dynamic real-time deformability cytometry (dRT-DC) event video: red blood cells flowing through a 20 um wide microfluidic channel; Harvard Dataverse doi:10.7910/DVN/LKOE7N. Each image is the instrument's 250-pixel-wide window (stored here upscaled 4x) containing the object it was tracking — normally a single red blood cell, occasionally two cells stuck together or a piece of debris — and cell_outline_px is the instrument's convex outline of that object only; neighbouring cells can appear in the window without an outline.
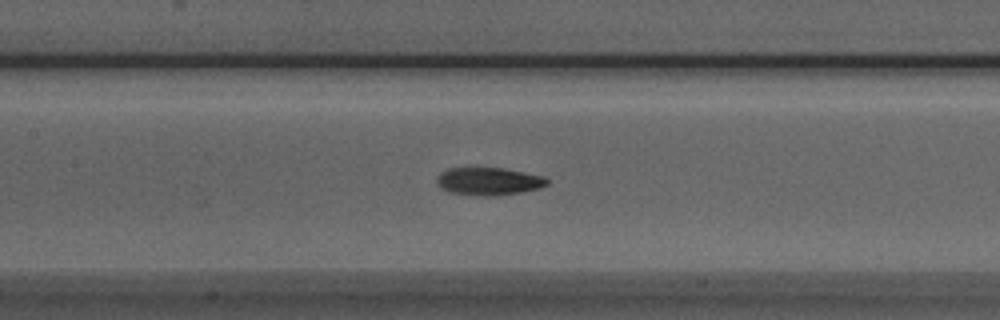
{"species": "Egyptian fruit bat (a non-hibernating species)", "species_latin": "Rousettus aegyptiacus", "temperature_condition": "room temperature", "stored_images_in_passage": 36, "camera_frame_rate_fps": 3000, "um_per_image_px": 0.085, "animal": {"sex": "male"}, "frame": {"image": 1, "passage_image": 11, "time_ms": 3.333, "image_size_px": [1000, 320], "cell_outline_px": [[548, 184], [540, 188], [520, 192], [496, 196], [484, 196], [448, 192], [440, 188], [436, 184], [436, 176], [440, 172], [448, 168], [504, 168], [544, 176], [548, 180]], "centroid_in_image_um": [41.5, 15.41], "position_along_channel_um": 165.9, "area_um2": 17.98}}
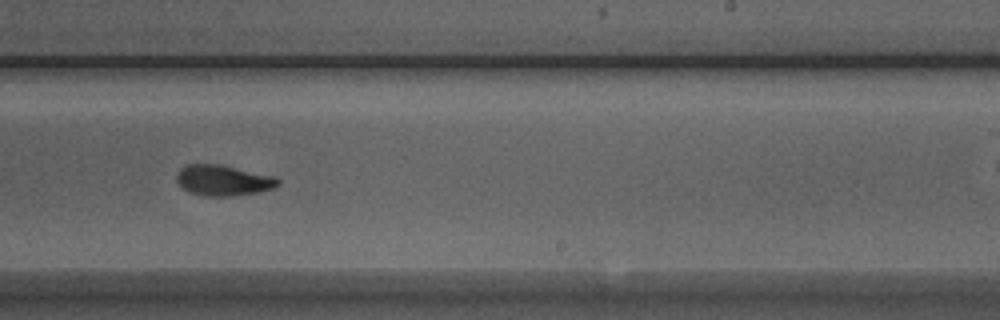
{"frame": {"image": 2, "passage_image": 19, "time_ms": 6.0, "image_size_px": [1000, 320], "cell_outline_px": [[280, 184], [276, 188], [260, 192], [232, 196], [204, 196], [188, 192], [176, 180], [176, 176], [180, 168], [188, 164], [220, 164], [276, 176], [280, 180]], "centroid_in_image_um": [19.02, 15.33], "position_along_channel_um": 270.0, "area_um2": 18.38}}
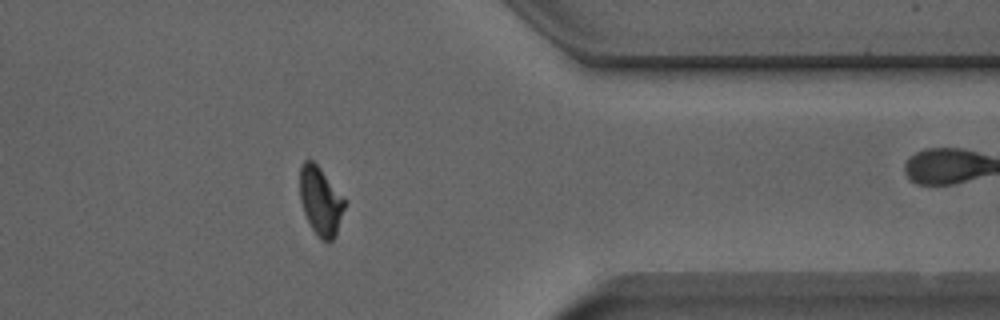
{"frame": {"image": 3, "passage_image": 29, "time_ms": 9.333, "image_size_px": [1000, 320], "cell_outline_px": [[344, 208], [336, 232], [332, 240], [328, 244], [320, 240], [312, 228], [304, 212], [300, 200], [300, 168], [304, 160], [312, 160], [320, 168], [344, 200]], "centroid_in_image_um": [27.21, 17.11], "position_along_channel_um": 384.2, "area_um2": 17.34}}